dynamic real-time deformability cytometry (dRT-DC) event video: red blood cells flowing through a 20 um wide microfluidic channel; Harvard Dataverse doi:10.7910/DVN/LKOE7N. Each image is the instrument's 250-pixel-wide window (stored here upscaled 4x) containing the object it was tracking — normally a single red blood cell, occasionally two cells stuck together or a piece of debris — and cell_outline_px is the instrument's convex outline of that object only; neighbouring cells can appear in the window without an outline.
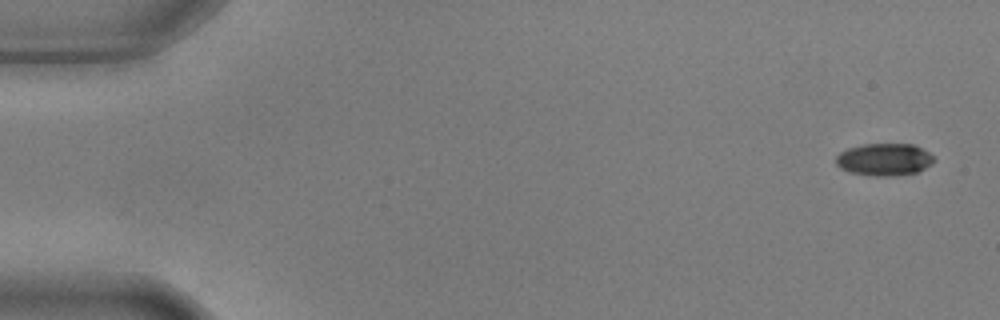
{"species": "common noctule bat (a hibernating species)", "species_latin": "Nyctalus noctula", "temperature_condition": "warm", "stored_images_in_passage": 4, "camera_frame_rate_fps": 3000, "um_per_image_px": 0.085, "animal": {"sex": "male", "body_mass_g": 17.9, "forearm_length_mm": 54.2}, "frame": {"image": 1, "passage_image": 1, "time_ms": 0.0, "image_size_px": [1000, 320], "cell_outline_px": [[936, 160], [932, 164], [916, 172], [892, 176], [876, 176], [848, 172], [840, 168], [836, 164], [836, 156], [840, 152], [848, 148], [864, 144], [912, 144], [936, 156]], "centroid_in_image_um": [75.17, 13.56], "position_along_channel_um": 9.8, "area_um2": 18.5}}
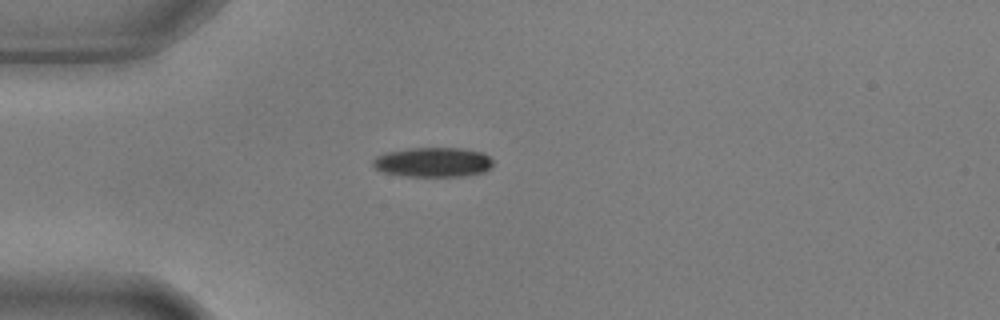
{"frame": {"image": 2, "passage_image": 4, "time_ms": 1.0, "image_size_px": [1000, 320], "cell_outline_px": [[492, 164], [484, 172], [460, 176], [400, 176], [384, 172], [372, 168], [372, 160], [376, 156], [384, 152], [408, 148], [464, 148], [484, 152], [492, 160]], "centroid_in_image_um": [36.75, 13.78], "position_along_channel_um": 48.3, "area_um2": 20.98}}